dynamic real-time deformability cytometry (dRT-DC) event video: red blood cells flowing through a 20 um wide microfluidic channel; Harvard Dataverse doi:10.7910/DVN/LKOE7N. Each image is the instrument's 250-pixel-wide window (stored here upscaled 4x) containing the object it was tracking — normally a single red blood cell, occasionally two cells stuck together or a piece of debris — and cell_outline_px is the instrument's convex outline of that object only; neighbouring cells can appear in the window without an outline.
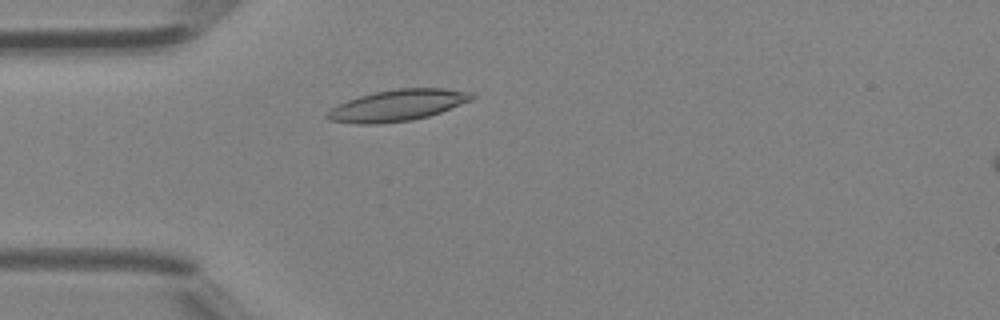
{"species": "Egyptian fruit bat (a non-hibernating species)", "species_latin": "Rousettus aegyptiacus", "temperature_condition": "room temperature", "stored_images_in_passage": 39, "camera_frame_rate_fps": 3000, "um_per_image_px": 0.085, "animal": {"sex": "female"}, "frame": {"image": 1, "passage_image": 9, "time_ms": 2.667, "image_size_px": [1000, 320], "cell_outline_px": [[476, 96], [472, 100], [440, 112], [428, 116], [412, 120], [376, 124], [356, 124], [332, 120], [324, 116], [332, 108], [348, 100], [360, 96], [376, 92], [396, 88], [444, 88], [472, 92]], "centroid_in_image_um": [33.83, 8.95], "position_along_channel_um": 51.2, "area_um2": 26.18}}
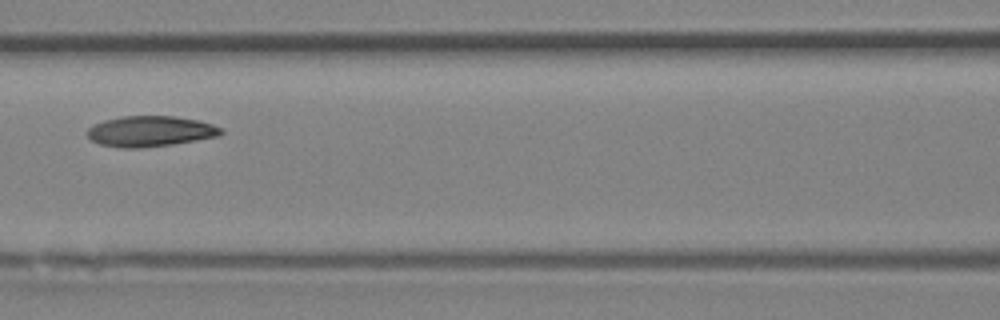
{"frame": {"image": 2, "passage_image": 16, "time_ms": 5.0, "image_size_px": [1000, 320], "cell_outline_px": [[224, 132], [220, 136], [172, 144], [140, 148], [120, 148], [100, 144], [92, 140], [88, 136], [88, 128], [92, 124], [104, 120], [120, 116], [176, 116], [200, 120], [212, 124], [220, 128]], "centroid_in_image_um": [12.77, 11.15], "position_along_channel_um": 153.8, "area_um2": 23.99}}
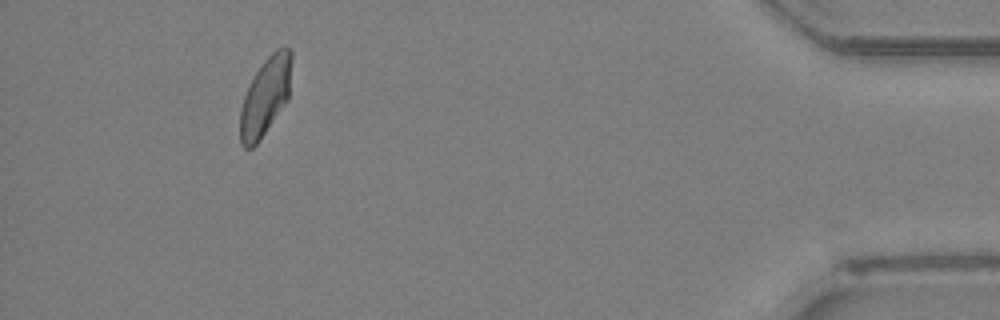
{"frame": {"image": 3, "passage_image": 36, "time_ms": 11.667, "image_size_px": [1000, 320], "cell_outline_px": [[292, 56], [288, 100], [260, 140], [252, 148], [244, 148], [240, 144], [240, 108], [244, 96], [256, 72], [264, 60], [276, 48], [284, 44], [292, 48]], "centroid_in_image_um": [22.57, 8.17], "position_along_channel_um": 412.6, "area_um2": 23.58}}